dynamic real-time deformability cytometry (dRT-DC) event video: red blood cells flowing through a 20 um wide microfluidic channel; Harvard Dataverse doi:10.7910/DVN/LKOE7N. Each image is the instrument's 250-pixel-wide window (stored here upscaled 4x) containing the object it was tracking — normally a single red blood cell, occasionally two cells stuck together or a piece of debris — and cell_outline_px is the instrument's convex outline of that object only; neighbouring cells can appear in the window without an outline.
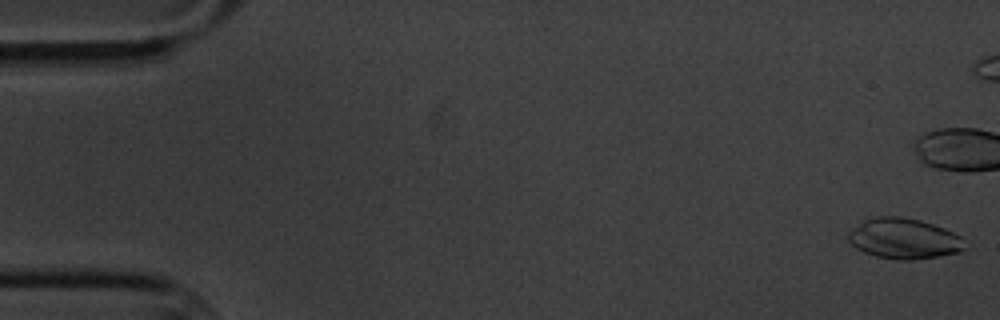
{"species": "common noctule bat (a hibernating species)", "species_latin": "Nyctalus noctula", "temperature_condition": "cold", "stored_images_in_passage": 3, "camera_frame_rate_fps": 3000, "um_per_image_px": 0.085, "animal": {"sex": "male", "body_mass_g": 20.1, "forearm_length_mm": 53.5}, "frame": {"image": 1, "passage_image": 1, "time_ms": 0.0, "image_size_px": [1000, 320], "cell_outline_px": [[964, 248], [960, 252], [940, 256], [912, 260], [896, 260], [876, 256], [864, 252], [856, 248], [848, 240], [848, 232], [852, 228], [864, 220], [876, 216], [900, 216], [920, 220], [944, 228], [960, 236]], "centroid_in_image_um": [76.8, 20.28], "position_along_channel_um": 8.2, "area_um2": 27.46}}